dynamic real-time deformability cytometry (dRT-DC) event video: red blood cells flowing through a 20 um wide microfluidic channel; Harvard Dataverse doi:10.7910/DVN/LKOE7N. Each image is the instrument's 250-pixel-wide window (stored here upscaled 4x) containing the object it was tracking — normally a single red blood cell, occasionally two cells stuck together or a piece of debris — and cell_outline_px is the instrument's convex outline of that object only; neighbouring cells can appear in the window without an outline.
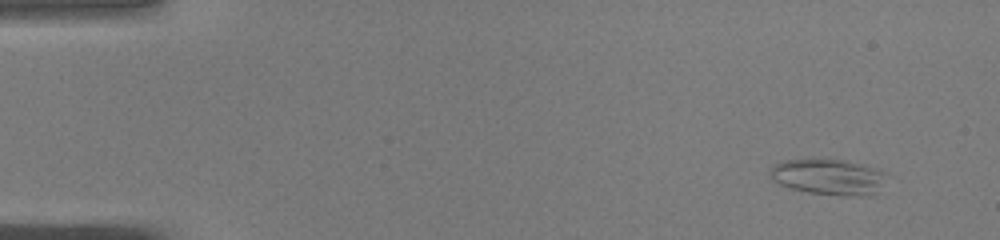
{"species": "common noctule bat (a hibernating species)", "species_latin": "Nyctalus noctula", "temperature_condition": "warm", "stored_images_in_passage": 47, "camera_frame_rate_fps": 3000, "um_per_image_px": 0.085, "animal": {"sex": "male", "body_mass_g": 19.0, "forearm_length_mm": 50.8}, "frame": {"image": 1, "passage_image": 1, "time_ms": 0.0, "image_size_px": [1000, 240], "cell_outline_px": [[888, 176], [872, 196], [840, 196], [808, 192], [792, 188], [780, 184], [772, 180], [768, 172], [776, 164], [784, 160], [812, 156], [844, 160], [876, 168], [884, 172]], "centroid_in_image_um": [70.4, 15.0], "position_along_channel_um": 14.6, "area_um2": 25.03}}
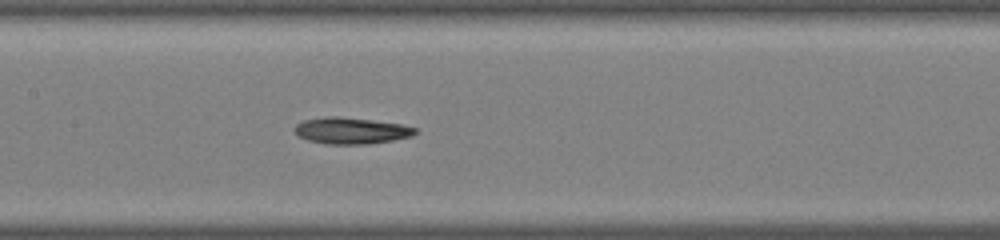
{"frame": {"image": 2, "passage_image": 22, "time_ms": 7.0, "image_size_px": [1000, 240], "cell_outline_px": [[416, 132], [412, 136], [392, 140], [368, 144], [324, 144], [308, 140], [300, 136], [296, 132], [296, 124], [304, 120], [324, 116], [336, 116], [372, 120], [400, 124], [416, 128]], "centroid_in_image_um": [29.84, 11.1], "position_along_channel_um": 177.6, "area_um2": 18.38}}
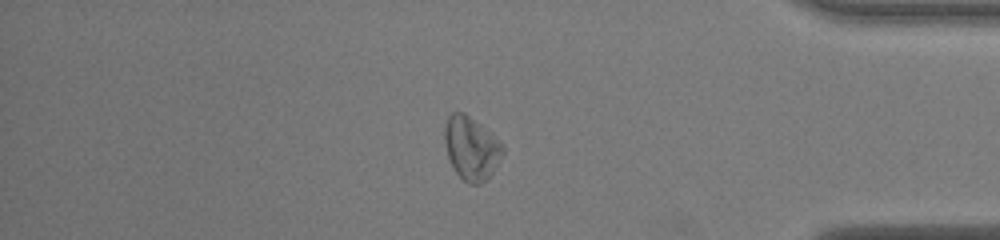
{"frame": {"image": 3, "passage_image": 40, "time_ms": 13.0, "image_size_px": [1000, 240], "cell_outline_px": [[504, 152], [492, 172], [480, 184], [468, 184], [456, 172], [448, 156], [444, 140], [444, 128], [448, 116], [452, 112], [464, 112], [480, 124], [504, 148]], "centroid_in_image_um": [40.02, 12.59], "position_along_channel_um": 395.2, "area_um2": 20.87}, "authors_computed_cell_mechanics": {"area_um2": 19.5942, "velocity_mm_per_s": 4.0514, "shape_relaxation_time_tau1_ms": 3.1874, "shape_relaxation_time_tau2_ms": null, "deformation_change_tau1": 0.1278, "deformation_change_tau2": null}}